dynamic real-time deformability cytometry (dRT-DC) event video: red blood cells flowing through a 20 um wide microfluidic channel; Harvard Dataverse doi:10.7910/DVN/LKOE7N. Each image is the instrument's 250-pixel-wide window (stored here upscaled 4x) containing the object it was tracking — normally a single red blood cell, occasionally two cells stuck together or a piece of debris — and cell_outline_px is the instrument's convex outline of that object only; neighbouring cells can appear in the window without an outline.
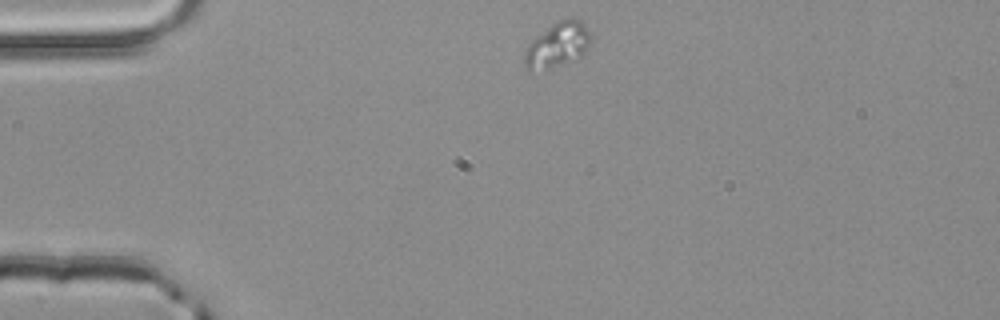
{"species": "common noctule bat (a hibernating species)", "species_latin": "Nyctalus noctula", "temperature_condition": "room temperature", "stored_images_in_passage": 42, "camera_frame_rate_fps": 3000, "um_per_image_px": 0.085, "animal": {"sex": "male", "body_mass_g": 20.4}, "frame": {"image": 1, "passage_image": 1, "time_ms": 0.0, "image_size_px": [1000, 320], "cell_outline_px": [[592, 36], [584, 52], [580, 56], [548, 68], [528, 72], [524, 64], [524, 52], [528, 44], [532, 40], [556, 20], [572, 16], [580, 20], [588, 28]], "centroid_in_image_um": [47.37, 3.77], "position_along_channel_um": 37.6, "area_um2": 17.28}}